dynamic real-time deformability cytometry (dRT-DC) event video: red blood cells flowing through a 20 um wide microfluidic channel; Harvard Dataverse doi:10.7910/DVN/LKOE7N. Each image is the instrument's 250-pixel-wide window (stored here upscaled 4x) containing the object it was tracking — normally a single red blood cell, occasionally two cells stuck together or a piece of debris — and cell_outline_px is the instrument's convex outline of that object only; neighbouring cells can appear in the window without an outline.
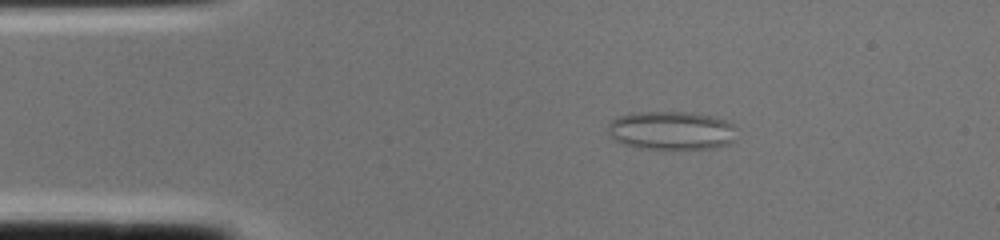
{"species": "common noctule bat (a hibernating species)", "species_latin": "Nyctalus noctula", "temperature_condition": "cold", "stored_images_in_passage": 1, "camera_frame_rate_fps": 3000, "um_per_image_px": 0.085, "animal": {"sex": "female", "body_mass_g": 22.0, "forearm_length_mm": 56.7}, "frame": {"image": 1, "passage_image": 1, "time_ms": 0.0, "image_size_px": [1000, 240], "cell_outline_px": [[732, 140], [728, 144], [716, 148], [640, 148], [624, 144], [616, 140], [608, 132], [608, 124], [616, 116], [636, 112], [692, 112], [716, 116], [732, 124]], "centroid_in_image_um": [57.02, 11.07], "position_along_channel_um": 28.0, "area_um2": 28.61}}